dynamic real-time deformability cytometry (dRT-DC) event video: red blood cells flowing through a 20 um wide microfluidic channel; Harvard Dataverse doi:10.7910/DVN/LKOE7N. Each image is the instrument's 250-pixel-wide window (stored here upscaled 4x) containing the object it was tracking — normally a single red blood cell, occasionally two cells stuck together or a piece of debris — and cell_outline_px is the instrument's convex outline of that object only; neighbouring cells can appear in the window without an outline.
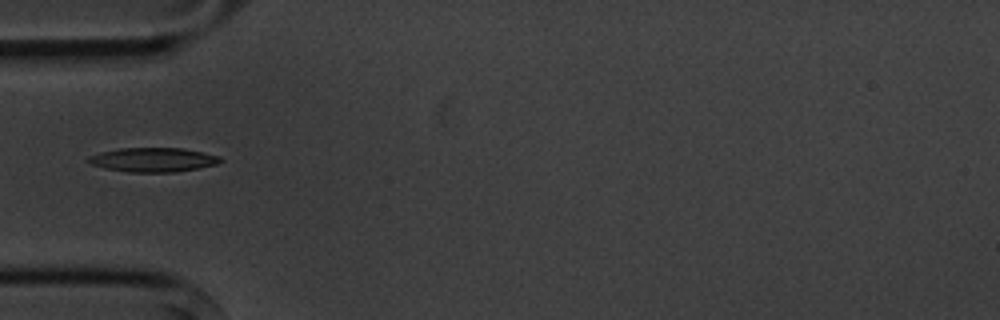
{"species": "common noctule bat (a hibernating species)", "species_latin": "Nyctalus noctula", "temperature_condition": "cold", "stored_images_in_passage": 1, "camera_frame_rate_fps": 3000, "um_per_image_px": 0.085, "animal": {"sex": "male", "body_mass_g": 20.1, "forearm_length_mm": 53.5}, "frame": {"image": 1, "passage_image": 1, "time_ms": 0.0, "image_size_px": [1000, 320], "cell_outline_px": [[224, 160], [216, 164], [176, 172], [128, 172], [104, 168], [92, 164], [84, 160], [88, 156], [100, 152], [120, 148], [184, 148], [220, 156]], "centroid_in_image_um": [12.98, 13.57], "position_along_channel_um": 72.0, "area_um2": 18.67}}